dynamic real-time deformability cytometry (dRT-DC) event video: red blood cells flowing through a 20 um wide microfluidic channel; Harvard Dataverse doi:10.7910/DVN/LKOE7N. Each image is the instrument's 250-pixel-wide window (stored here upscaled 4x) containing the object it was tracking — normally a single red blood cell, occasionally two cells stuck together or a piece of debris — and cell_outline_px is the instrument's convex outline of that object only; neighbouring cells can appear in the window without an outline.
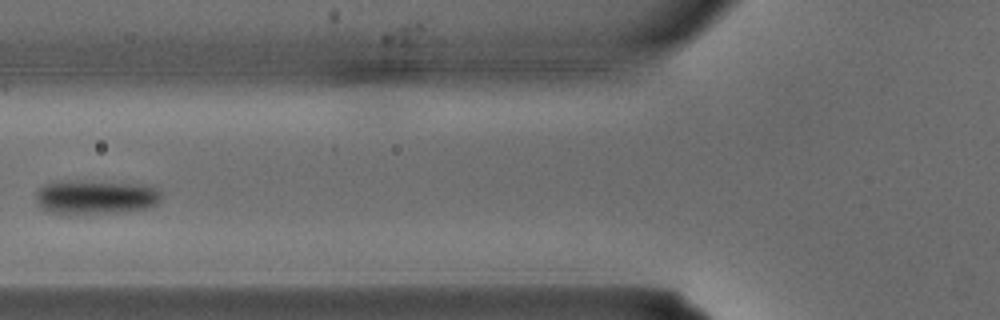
{"species": "common noctule bat (a hibernating species)", "species_latin": "Nyctalus noctula", "temperature_condition": "warm", "stored_images_in_passage": 2, "camera_frame_rate_fps": 3000, "um_per_image_px": 0.085, "animal": {"sex": "male", "body_mass_g": 15.6}, "frame": {"image": 1, "passage_image": 2, "time_ms": 0.333, "image_size_px": [1000, 320], "cell_outline_px": [[160, 200], [156, 204], [148, 208], [128, 212], [68, 216], [60, 216], [48, 212], [40, 208], [36, 204], [36, 192], [44, 184], [60, 180], [84, 180], [152, 184], [160, 192]], "centroid_in_image_um": [8.09, 16.77], "position_along_channel_um": 117.7, "area_um2": 26.59}}